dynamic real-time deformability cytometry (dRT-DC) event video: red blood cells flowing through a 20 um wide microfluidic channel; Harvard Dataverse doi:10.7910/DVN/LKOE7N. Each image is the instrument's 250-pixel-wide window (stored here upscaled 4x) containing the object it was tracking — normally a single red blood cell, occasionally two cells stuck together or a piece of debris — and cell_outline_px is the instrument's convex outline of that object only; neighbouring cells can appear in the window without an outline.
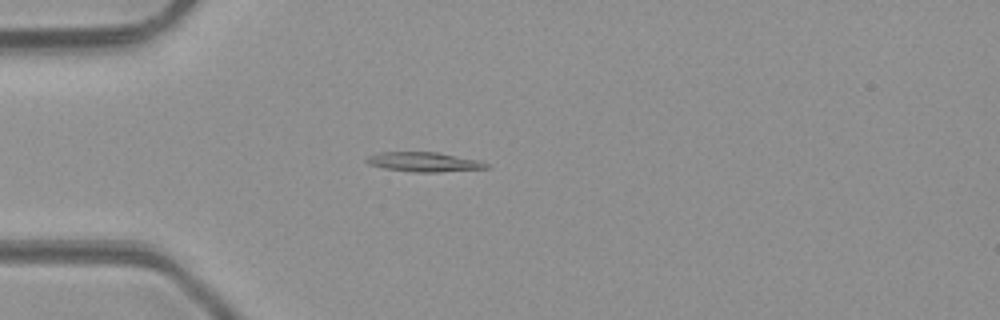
{"species": "common noctule bat (a hibernating species)", "species_latin": "Nyctalus noctula", "temperature_condition": "room temperature", "stored_images_in_passage": 4, "camera_frame_rate_fps": 3000, "um_per_image_px": 0.085, "animal": {"sex": "male", "body_mass_g": 23.1, "forearm_length_mm": 52.7}, "frame": {"image": 1, "passage_image": 3, "time_ms": 3.333, "image_size_px": [1000, 320], "cell_outline_px": [[488, 168], [436, 172], [412, 172], [384, 168], [368, 164], [364, 160], [368, 156], [380, 152], [440, 152], [480, 160], [488, 164]], "centroid_in_image_um": [36.03, 13.76], "position_along_channel_um": 49.0, "area_um2": 13.7}}